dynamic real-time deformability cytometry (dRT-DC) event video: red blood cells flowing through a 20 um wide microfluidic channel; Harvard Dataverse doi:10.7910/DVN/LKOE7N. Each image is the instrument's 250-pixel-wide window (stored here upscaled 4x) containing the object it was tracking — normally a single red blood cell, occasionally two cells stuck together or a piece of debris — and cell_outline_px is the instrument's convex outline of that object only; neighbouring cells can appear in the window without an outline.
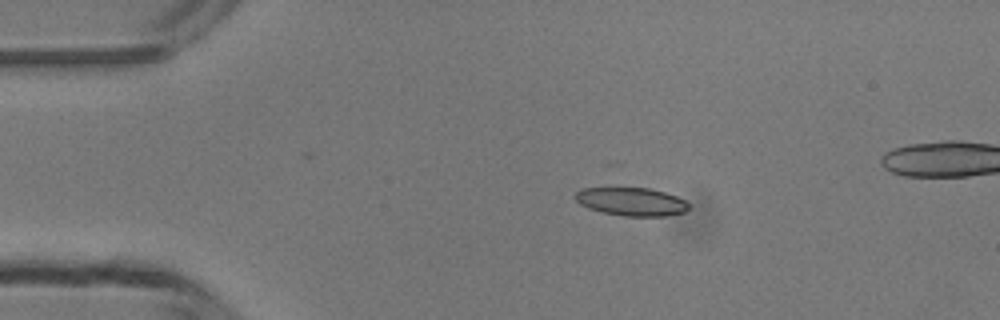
{"species": "common noctule bat (a hibernating species)", "species_latin": "Nyctalus noctula", "temperature_condition": "room temperature", "stored_images_in_passage": 4, "camera_frame_rate_fps": 3000, "um_per_image_px": 0.085, "animal": {"sex": "male", "body_mass_g": 13.3}, "frame": {"image": 1, "passage_image": 2, "time_ms": 1.333, "image_size_px": [1000, 320], "cell_outline_px": [[688, 208], [684, 212], [668, 216], [624, 216], [600, 212], [588, 208], [580, 204], [576, 200], [576, 192], [580, 188], [648, 188], [664, 192], [676, 196], [684, 200], [688, 204]], "centroid_in_image_um": [53.65, 17.14], "position_along_channel_um": 31.3, "area_um2": 18.61}}